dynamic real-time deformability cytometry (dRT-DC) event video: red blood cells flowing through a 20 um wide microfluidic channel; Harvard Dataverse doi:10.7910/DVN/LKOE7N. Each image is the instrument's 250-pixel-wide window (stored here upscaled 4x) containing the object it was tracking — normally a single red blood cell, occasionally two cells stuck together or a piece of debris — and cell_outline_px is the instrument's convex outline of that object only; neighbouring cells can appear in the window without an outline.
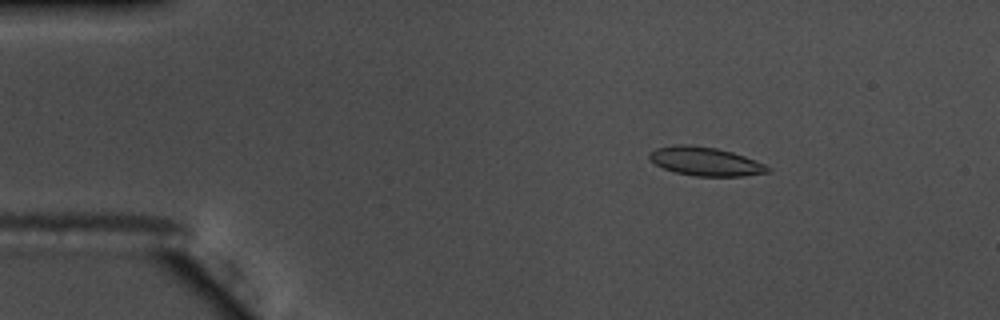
{"species": "common noctule bat (a hibernating species)", "species_latin": "Nyctalus noctula", "temperature_condition": "warm", "stored_images_in_passage": 51, "camera_frame_rate_fps": 3000, "um_per_image_px": 0.085, "animal": {"sex": "male", "body_mass_g": 17.5, "forearm_length_mm": 52.3}, "frame": {"image": 1, "passage_image": 5, "time_ms": 1.333, "image_size_px": [1000, 320], "cell_outline_px": [[772, 172], [744, 176], [696, 176], [676, 172], [664, 168], [656, 164], [648, 156], [648, 152], [656, 148], [676, 144], [684, 144], [716, 148], [732, 152], [756, 160], [772, 168]], "centroid_in_image_um": [59.99, 13.72], "position_along_channel_um": 25.0, "area_um2": 19.77}}
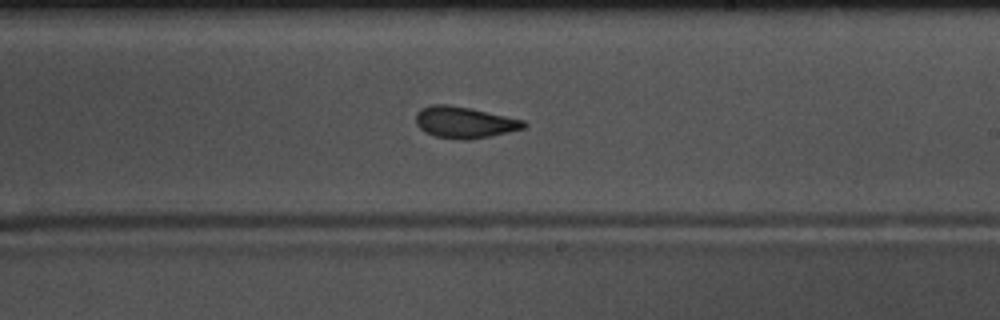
{"frame": {"image": 2, "passage_image": 29, "time_ms": 9.333, "image_size_px": [1000, 320], "cell_outline_px": [[528, 124], [524, 128], [508, 132], [488, 136], [464, 140], [436, 136], [424, 132], [416, 124], [416, 112], [420, 108], [432, 104], [448, 104], [472, 108], [524, 120]], "centroid_in_image_um": [39.45, 10.38], "position_along_channel_um": 249.5, "area_um2": 19.77}}
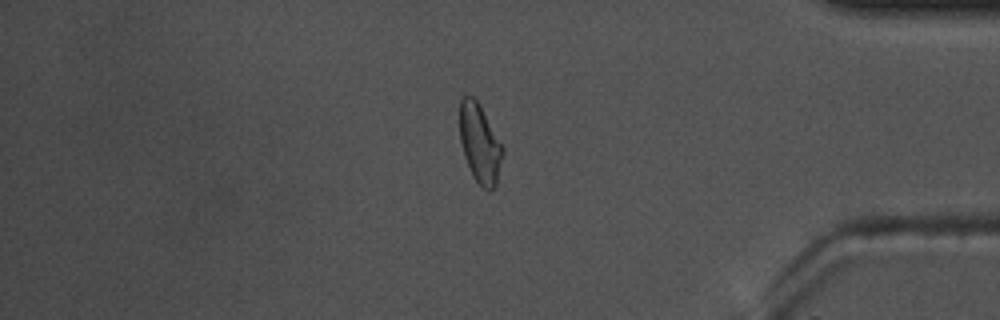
{"frame": {"image": 3, "passage_image": 43, "time_ms": 14.0, "image_size_px": [1000, 320], "cell_outline_px": [[504, 152], [496, 184], [492, 188], [484, 188], [472, 176], [464, 156], [460, 140], [460, 100], [464, 96], [472, 96], [476, 100], [504, 148]], "centroid_in_image_um": [40.78, 12.2], "position_along_channel_um": 394.4, "area_um2": 19.31}, "authors_computed_cell_mechanics": {"area_um2": 19.7676, "velocity_mm_per_s": 3.7057, "shape_relaxation_time_tau1_ms": 7.7344, "shape_relaxation_time_tau2_ms": 2.0615, "deformation_change_tau1": 0.1636, "deformation_change_tau2": 0.0722}}